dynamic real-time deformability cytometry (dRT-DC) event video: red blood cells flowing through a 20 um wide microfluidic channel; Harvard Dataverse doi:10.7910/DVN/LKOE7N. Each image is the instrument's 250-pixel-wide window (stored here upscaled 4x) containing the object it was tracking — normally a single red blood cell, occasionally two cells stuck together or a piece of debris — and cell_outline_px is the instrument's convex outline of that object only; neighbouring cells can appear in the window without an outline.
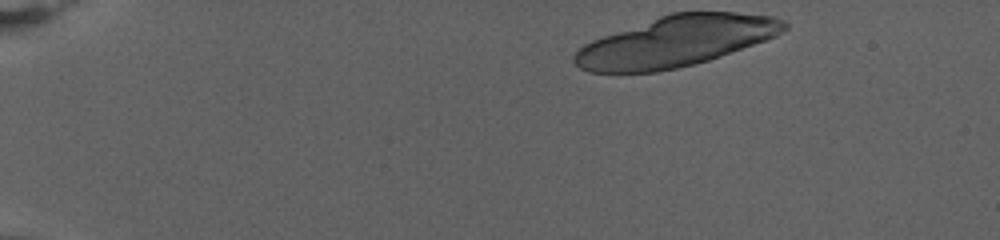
{"species": "human", "species_latin": "Homo sapiens", "temperature_condition": "warm", "stored_images_in_passage": 23, "camera_frame_rate_fps": 3000, "um_per_image_px": 0.085, "donor": {"sex": "female"}, "frame": {"image": 1, "passage_image": 1, "time_ms": 0.0, "image_size_px": [1000, 240], "cell_outline_px": [[788, 28], [776, 36], [720, 56], [708, 60], [676, 68], [656, 72], [588, 72], [580, 68], [572, 60], [572, 56], [584, 44], [592, 40], [660, 16], [672, 12], [736, 12], [772, 16], [784, 20], [788, 24]], "centroid_in_image_um": [57.46, 3.51], "position_along_channel_um": 27.5, "area_um2": 61.33}}
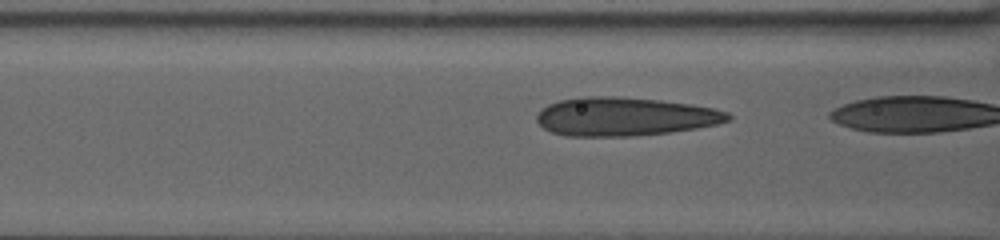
{"frame": {"image": 2, "passage_image": 22, "time_ms": 7.0, "image_size_px": [1000, 240], "cell_outline_px": [[732, 120], [716, 124], [696, 128], [668, 132], [628, 136], [568, 136], [552, 132], [544, 128], [536, 120], [536, 116], [548, 104], [560, 100], [580, 96], [616, 96], [660, 100], [692, 104], [712, 108], [728, 112], [732, 116]], "centroid_in_image_um": [53.11, 9.9], "position_along_channel_um": 113.5, "area_um2": 42.89}}